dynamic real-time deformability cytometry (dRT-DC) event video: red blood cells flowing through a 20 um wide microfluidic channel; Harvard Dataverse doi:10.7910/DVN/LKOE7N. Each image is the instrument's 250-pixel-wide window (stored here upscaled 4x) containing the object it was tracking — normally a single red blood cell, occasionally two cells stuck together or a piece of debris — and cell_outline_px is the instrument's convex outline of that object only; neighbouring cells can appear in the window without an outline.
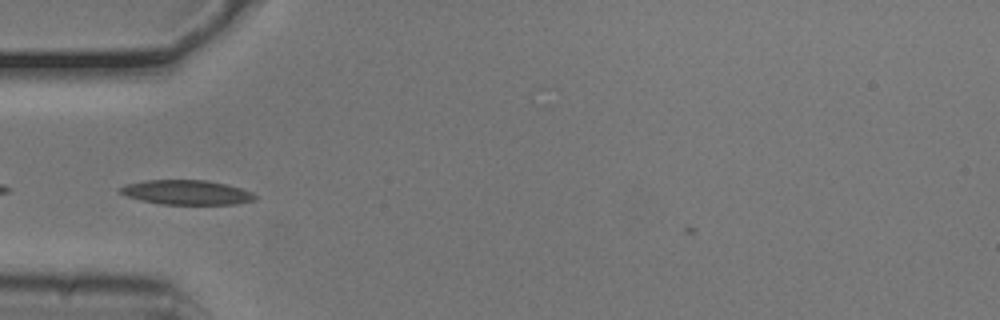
{"species": "common noctule bat (a hibernating species)", "species_latin": "Nyctalus noctula", "temperature_condition": "cold", "stored_images_in_passage": 35, "camera_frame_rate_fps": 3000, "um_per_image_px": 0.085, "animal": {"sex": "male", "body_mass_g": 20.5, "forearm_length_mm": 52.5}, "frame": {"image": 1, "passage_image": 2, "time_ms": 0.333, "image_size_px": [1000, 320], "cell_outline_px": [[256, 200], [236, 204], [160, 204], [140, 200], [128, 196], [120, 192], [116, 188], [128, 184], [144, 180], [204, 180], [224, 184], [240, 188], [252, 192], [256, 196]], "centroid_in_image_um": [15.85, 16.35], "position_along_channel_um": 69.2, "area_um2": 19.19}}
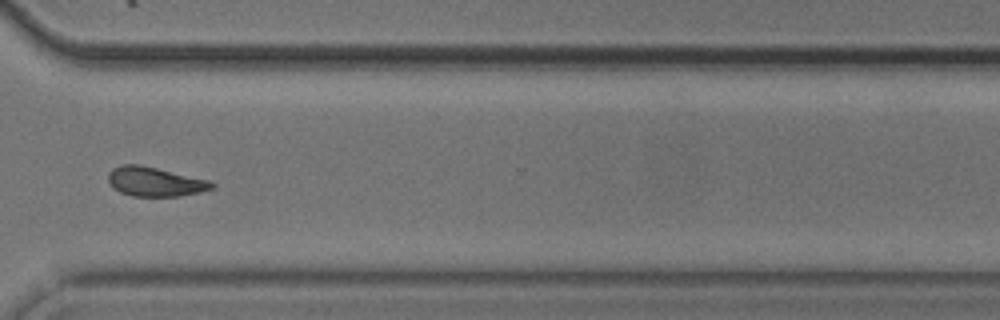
{"frame": {"image": 2, "passage_image": 25, "time_ms": 8.0, "image_size_px": [1000, 320], "cell_outline_px": [[216, 184], [212, 188], [200, 192], [180, 196], [132, 196], [120, 192], [108, 180], [108, 172], [112, 168], [120, 164], [140, 164], [208, 180]], "centroid_in_image_um": [13.15, 15.43], "position_along_channel_um": 357.4, "area_um2": 17.57}, "authors_computed_cell_mechanics": {"area_um2": 17.6868, "velocity_mm_per_s": 3.7567, "shape_relaxation_time_tau1_ms": 3.6481, "shape_relaxation_time_tau2_ms": 6.0222, "deformation_change_tau1": 0.1106, "deformation_change_tau2": 0.1273}}